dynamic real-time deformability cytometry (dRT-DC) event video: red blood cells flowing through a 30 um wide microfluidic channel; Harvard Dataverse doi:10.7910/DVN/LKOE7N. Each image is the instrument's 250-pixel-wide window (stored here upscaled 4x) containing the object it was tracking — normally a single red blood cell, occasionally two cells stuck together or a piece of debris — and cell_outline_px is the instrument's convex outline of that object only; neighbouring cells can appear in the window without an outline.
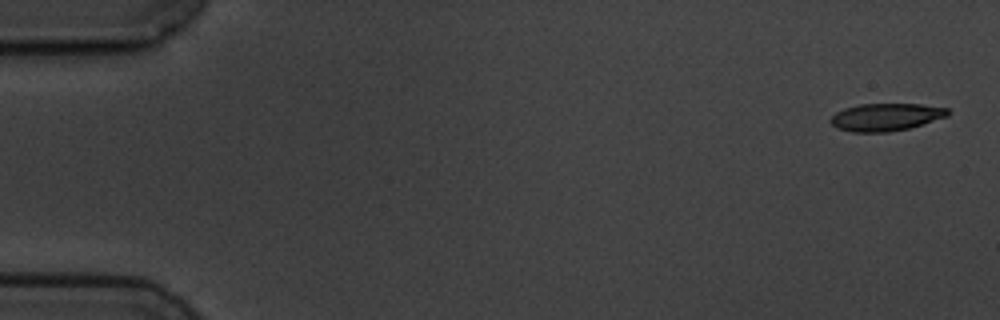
{"species": "common noctule bat (a hibernating species)", "species_latin": "Nyctalus noctula", "temperature_condition": "cold", "stored_images_in_passage": 5, "camera_frame_rate_fps": 3000, "um_per_image_px": 0.085, "animal": {"sex": "male", "body_mass_g": 19.5, "forearm_length_mm": 54.6}, "frame": {"image": 1, "passage_image": 1, "time_ms": 0.0, "image_size_px": [1000, 320], "cell_outline_px": [[948, 116], [908, 128], [888, 132], [852, 132], [836, 128], [828, 120], [836, 112], [844, 108], [860, 104], [920, 104], [948, 108]], "centroid_in_image_um": [75.25, 9.95], "position_along_channel_um": 9.7, "area_um2": 18.73}}
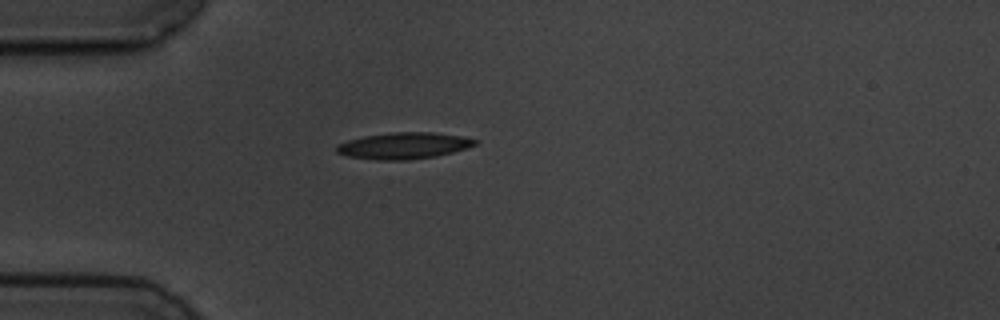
{"frame": {"image": 2, "passage_image": 4, "time_ms": 4.667, "image_size_px": [1000, 320], "cell_outline_px": [[480, 140], [476, 144], [452, 152], [436, 156], [408, 160], [376, 160], [348, 156], [336, 152], [336, 144], [348, 140], [364, 136], [392, 132], [432, 132], [464, 136]], "centroid_in_image_um": [34.32, 12.38], "position_along_channel_um": 50.7, "area_um2": 21.39}}